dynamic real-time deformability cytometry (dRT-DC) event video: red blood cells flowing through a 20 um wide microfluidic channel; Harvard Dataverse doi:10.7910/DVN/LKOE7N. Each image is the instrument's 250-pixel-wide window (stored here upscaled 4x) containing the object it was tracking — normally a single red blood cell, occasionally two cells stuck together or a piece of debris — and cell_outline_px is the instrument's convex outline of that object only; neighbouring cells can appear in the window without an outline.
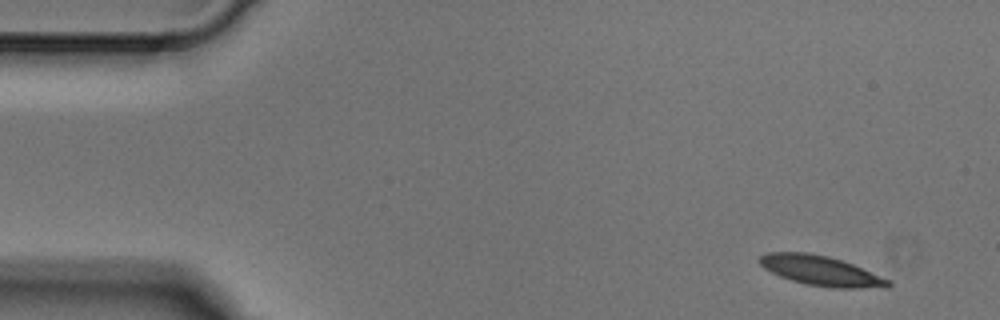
{"species": "Egyptian fruit bat (a non-hibernating species)", "species_latin": "Rousettus aegyptiacus", "temperature_condition": "cold", "stored_images_in_passage": 5, "camera_frame_rate_fps": 3000, "um_per_image_px": 0.085, "animal": {"sex": "male"}, "frame": {"image": 1, "passage_image": 1, "time_ms": 0.0, "image_size_px": [1000, 320], "cell_outline_px": [[892, 284], [888, 288], [832, 288], [804, 284], [780, 276], [764, 268], [756, 260], [760, 256], [768, 252], [808, 252], [828, 256], [852, 264], [892, 280]], "centroid_in_image_um": [69.8, 23.02], "position_along_channel_um": 15.2, "area_um2": 22.54}}
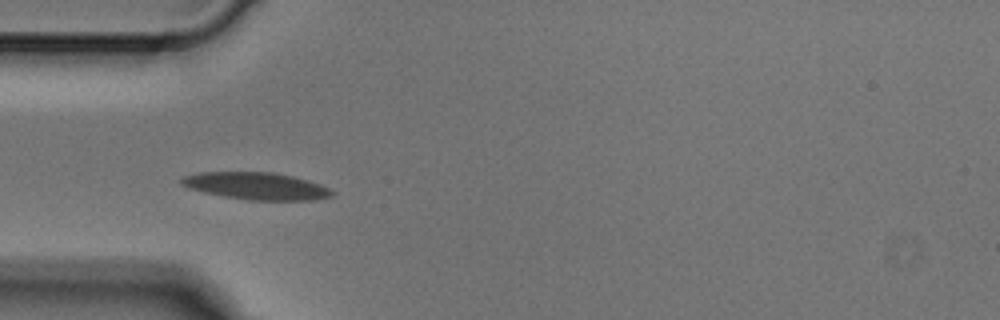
{"frame": {"image": 2, "passage_image": 4, "time_ms": 1.0, "image_size_px": [1000, 320], "cell_outline_px": [[336, 192], [332, 196], [316, 200], [248, 200], [224, 196], [204, 192], [188, 188], [180, 184], [180, 180], [184, 176], [196, 172], [276, 172], [308, 180], [320, 184]], "centroid_in_image_um": [21.79, 15.8], "position_along_channel_um": 63.2, "area_um2": 23.99}}
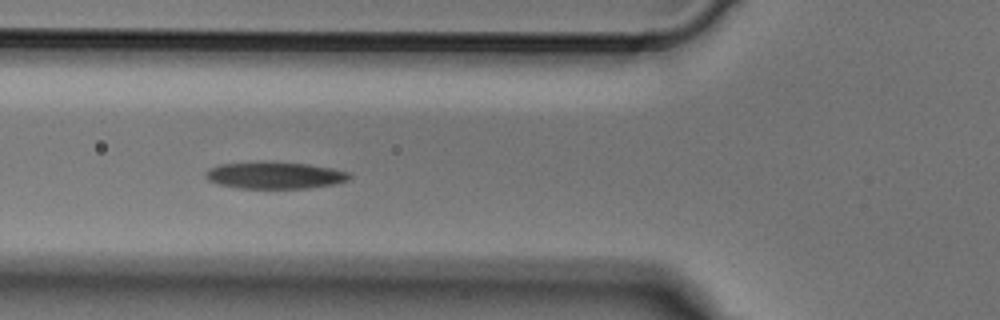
{"frame": {"image": 3, "passage_image": 5, "time_ms": 1.333, "image_size_px": [1000, 320], "cell_outline_px": [[352, 176], [348, 180], [332, 184], [308, 188], [236, 188], [220, 184], [208, 180], [204, 176], [204, 172], [220, 164], [256, 160], [272, 160], [308, 164], [332, 168], [352, 172]], "centroid_in_image_um": [23.35, 14.87], "position_along_channel_um": 102.4, "area_um2": 23.12}}